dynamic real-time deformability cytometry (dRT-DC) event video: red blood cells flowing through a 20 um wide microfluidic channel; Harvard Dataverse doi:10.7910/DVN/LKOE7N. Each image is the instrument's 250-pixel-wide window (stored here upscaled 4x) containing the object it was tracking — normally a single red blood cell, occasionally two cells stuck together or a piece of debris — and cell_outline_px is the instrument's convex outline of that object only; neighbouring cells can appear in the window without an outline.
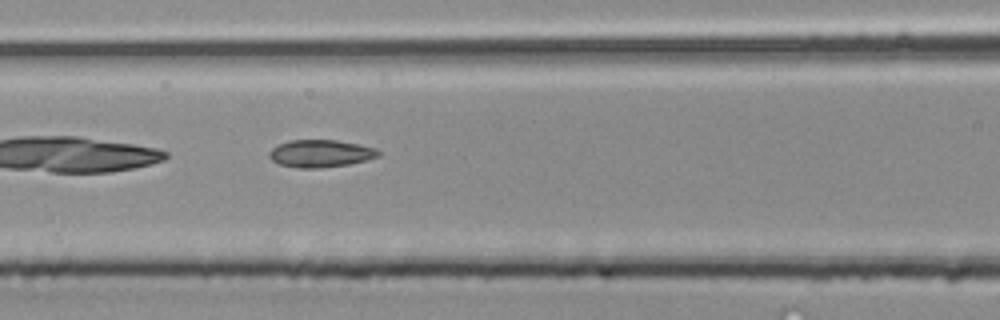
{"species": "common noctule bat (a hibernating species)", "species_latin": "Nyctalus noctula", "temperature_condition": "room temperature", "stored_images_in_passage": 43, "camera_frame_rate_fps": 3000, "um_per_image_px": 0.085, "animal": {"sex": "male", "body_mass_g": 20.4}, "frame": {"image": 1, "passage_image": 19, "time_ms": 6.0, "image_size_px": [1000, 320], "cell_outline_px": [[380, 156], [368, 160], [348, 164], [320, 168], [300, 168], [280, 164], [272, 160], [268, 156], [268, 152], [272, 148], [288, 140], [336, 140], [360, 144], [376, 148], [380, 152]], "centroid_in_image_um": [27.27, 13.04], "position_along_channel_um": 139.3, "area_um2": 17.51}}
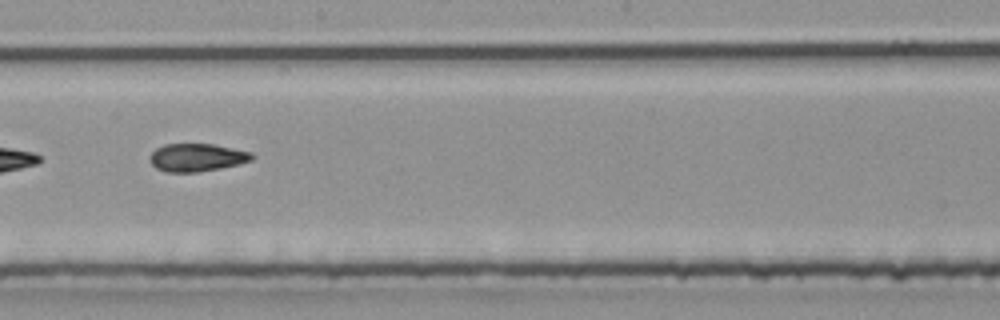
{"frame": {"image": 2, "passage_image": 25, "time_ms": 8.0, "image_size_px": [1000, 320], "cell_outline_px": [[256, 156], [252, 160], [240, 164], [220, 168], [196, 172], [168, 172], [156, 168], [152, 164], [152, 152], [156, 148], [164, 144], [216, 144], [252, 152]], "centroid_in_image_um": [16.8, 13.37], "position_along_channel_um": 231.4, "area_um2": 16.59}}